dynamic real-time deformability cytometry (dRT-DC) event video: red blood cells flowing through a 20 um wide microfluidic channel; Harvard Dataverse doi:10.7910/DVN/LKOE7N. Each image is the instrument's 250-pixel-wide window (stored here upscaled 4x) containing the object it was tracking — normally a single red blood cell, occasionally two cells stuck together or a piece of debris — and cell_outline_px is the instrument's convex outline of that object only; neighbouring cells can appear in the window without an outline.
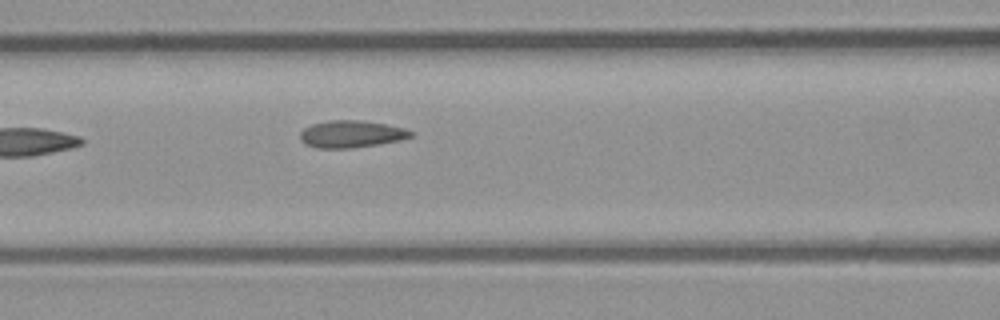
{"species": "common noctule bat (a hibernating species)", "species_latin": "Nyctalus noctula", "temperature_condition": "room temperature", "stored_images_in_passage": 7, "segment_of_instrument_passage": [1, 2], "camera_frame_rate_fps": 3000, "um_per_image_px": 0.085, "animal": {"sex": "male", "body_mass_g": 23.1, "forearm_length_mm": 52.7}, "frame": {"image": 1, "passage_image": 6, "time_ms": 1.667, "image_size_px": [1000, 320], "cell_outline_px": [[412, 136], [400, 140], [352, 148], [316, 148], [304, 144], [300, 140], [300, 132], [304, 128], [312, 124], [328, 120], [364, 120], [404, 128], [412, 132]], "centroid_in_image_um": [29.8, 11.39], "position_along_channel_um": 136.8, "area_um2": 17.46}}